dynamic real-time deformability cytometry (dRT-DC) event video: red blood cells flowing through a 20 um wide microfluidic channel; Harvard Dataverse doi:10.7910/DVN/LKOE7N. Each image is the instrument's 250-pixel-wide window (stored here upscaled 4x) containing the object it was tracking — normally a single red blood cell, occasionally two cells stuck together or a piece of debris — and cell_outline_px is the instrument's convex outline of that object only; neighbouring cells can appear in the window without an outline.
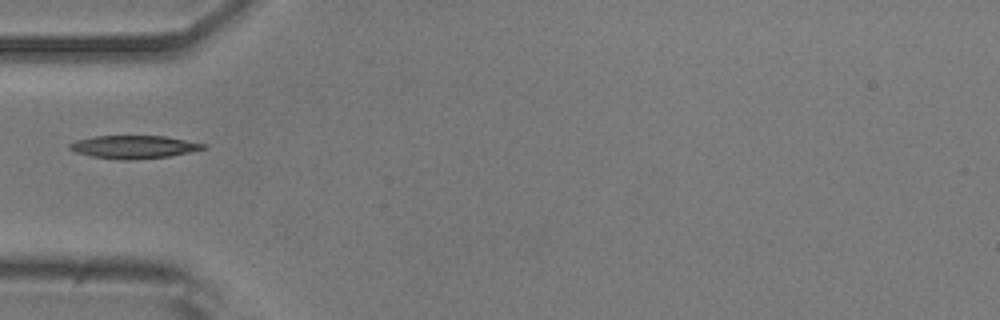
{"species": "common noctule bat (a hibernating species)", "species_latin": "Nyctalus noctula", "temperature_condition": "room temperature", "stored_images_in_passage": 1, "camera_frame_rate_fps": 3000, "um_per_image_px": 0.085, "animal": {"sex": "male", "body_mass_g": 20.5, "forearm_length_mm": 52.5}, "frame": {"image": 1, "passage_image": 1, "time_ms": 0.0, "image_size_px": [1000, 320], "cell_outline_px": [[208, 148], [168, 156], [132, 160], [120, 160], [92, 156], [76, 152], [68, 148], [68, 144], [76, 140], [96, 136], [164, 136], [208, 144]], "centroid_in_image_um": [11.38, 12.49], "position_along_channel_um": 73.6, "area_um2": 17.86}}